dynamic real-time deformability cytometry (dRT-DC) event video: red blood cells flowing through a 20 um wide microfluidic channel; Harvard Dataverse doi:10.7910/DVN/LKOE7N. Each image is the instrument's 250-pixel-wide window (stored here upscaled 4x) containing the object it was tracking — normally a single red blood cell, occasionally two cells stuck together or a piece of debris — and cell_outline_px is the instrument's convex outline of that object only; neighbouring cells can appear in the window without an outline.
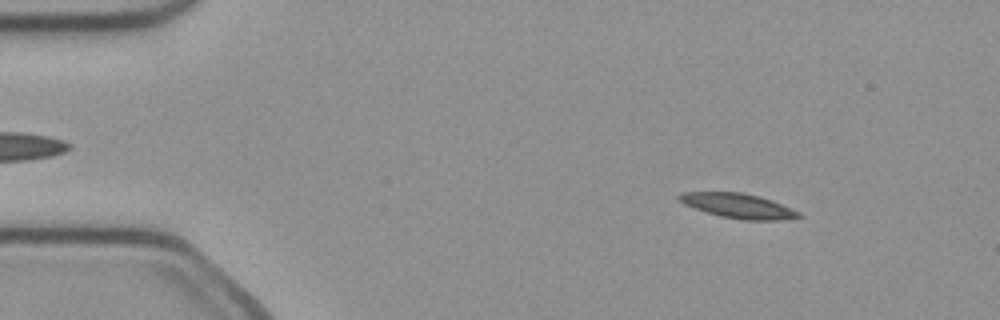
{"species": "common noctule bat (a hibernating species)", "species_latin": "Nyctalus noctula", "temperature_condition": "cold", "stored_images_in_passage": 50, "camera_frame_rate_fps": 3000, "um_per_image_px": 0.085, "animal": {"sex": "female", "body_mass_g": 21.9}, "frame": {"image": 1, "passage_image": 6, "time_ms": 1.667, "image_size_px": [1000, 320], "cell_outline_px": [[804, 216], [780, 220], [740, 220], [720, 216], [684, 204], [676, 200], [676, 196], [684, 192], [740, 192], [760, 196], [772, 200], [800, 212]], "centroid_in_image_um": [62.75, 17.49], "position_along_channel_um": 22.3, "area_um2": 17.22}}
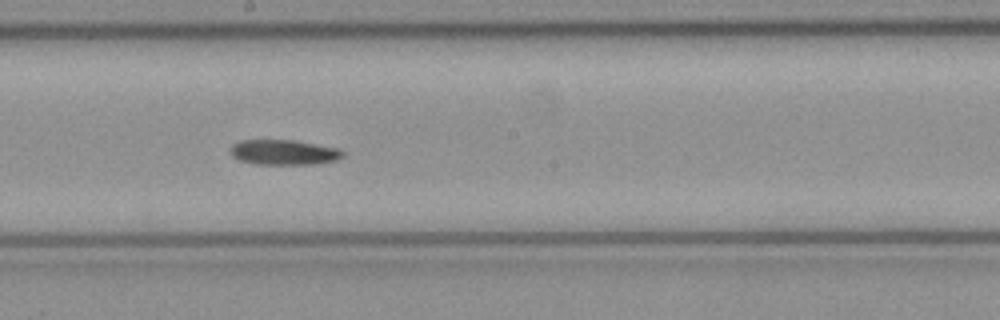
{"frame": {"image": 2, "passage_image": 27, "time_ms": 8.667, "image_size_px": [1000, 320], "cell_outline_px": [[344, 156], [336, 160], [316, 164], [256, 164], [240, 160], [232, 156], [228, 152], [228, 148], [232, 144], [240, 140], [296, 140], [340, 148], [344, 152]], "centroid_in_image_um": [24.11, 12.93], "position_along_channel_um": 224.1, "area_um2": 16.76}}
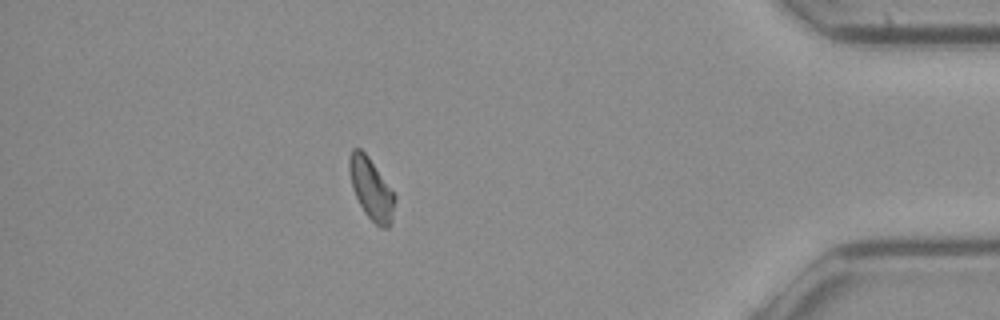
{"frame": {"image": 3, "passage_image": 44, "time_ms": 14.333, "image_size_px": [1000, 320], "cell_outline_px": [[396, 200], [392, 220], [388, 228], [380, 228], [364, 212], [352, 188], [348, 168], [348, 156], [352, 148], [360, 148], [368, 156], [396, 196]], "centroid_in_image_um": [31.54, 16.05], "position_along_channel_um": 403.7, "area_um2": 16.3}}